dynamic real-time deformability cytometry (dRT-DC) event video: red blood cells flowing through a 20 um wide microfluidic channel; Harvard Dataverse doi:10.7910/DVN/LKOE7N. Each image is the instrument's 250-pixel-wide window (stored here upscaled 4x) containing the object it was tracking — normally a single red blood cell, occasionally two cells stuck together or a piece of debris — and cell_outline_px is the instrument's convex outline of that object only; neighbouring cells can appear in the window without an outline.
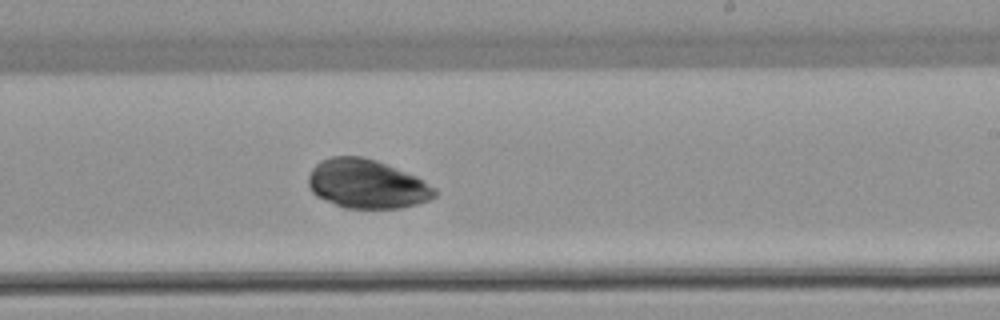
{"species": "common noctule bat (a hibernating species)", "species_latin": "Nyctalus noctula", "temperature_condition": "warm", "stored_images_in_passage": 37, "camera_frame_rate_fps": 3000, "um_per_image_px": 0.085, "animal": {"sex": "female", "body_mass_g": 22.7, "forearm_length_mm": 54.2}, "frame": {"image": 1, "passage_image": 22, "time_ms": 7.0, "image_size_px": [1000, 320], "cell_outline_px": [[436, 196], [428, 200], [416, 204], [400, 208], [344, 208], [324, 200], [316, 196], [312, 192], [308, 184], [308, 176], [312, 168], [320, 160], [332, 156], [364, 156], [376, 160], [416, 176], [424, 180], [436, 188]], "centroid_in_image_um": [31.16, 15.63], "position_along_channel_um": 257.8, "area_um2": 36.18}}